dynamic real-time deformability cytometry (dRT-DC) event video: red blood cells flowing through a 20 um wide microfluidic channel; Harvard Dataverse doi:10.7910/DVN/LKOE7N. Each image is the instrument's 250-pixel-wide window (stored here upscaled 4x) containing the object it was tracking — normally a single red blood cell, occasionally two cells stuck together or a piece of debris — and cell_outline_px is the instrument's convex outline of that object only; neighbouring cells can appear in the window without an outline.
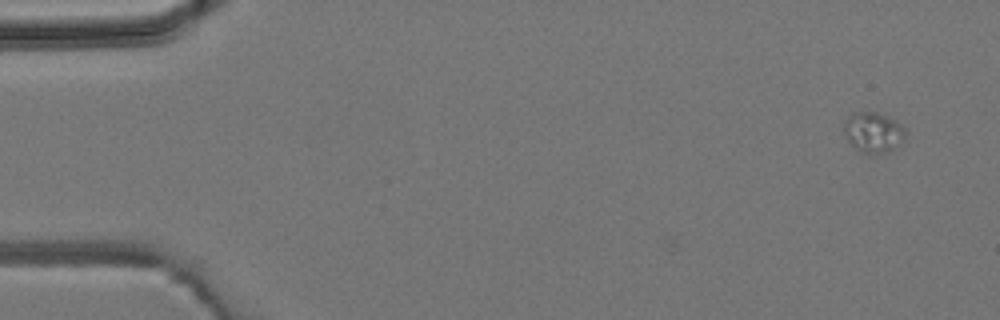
{"species": "common noctule bat (a hibernating species)", "species_latin": "Nyctalus noctula", "temperature_condition": "room temperature", "stored_images_in_passage": 5, "camera_frame_rate_fps": 3000, "um_per_image_px": 0.085, "animal": {"sex": "male", "body_mass_g": 19.2, "forearm_length_mm": 51.8}, "frame": {"image": 1, "passage_image": 5, "time_ms": 4.667, "image_size_px": [1000, 320], "cell_outline_px": [[908, 128], [900, 144], [888, 152], [860, 152], [848, 144], [844, 136], [844, 120], [852, 112], [876, 112], [896, 120], [904, 124]], "centroid_in_image_um": [74.22, 11.22], "position_along_channel_um": 10.8, "area_um2": 14.74}}